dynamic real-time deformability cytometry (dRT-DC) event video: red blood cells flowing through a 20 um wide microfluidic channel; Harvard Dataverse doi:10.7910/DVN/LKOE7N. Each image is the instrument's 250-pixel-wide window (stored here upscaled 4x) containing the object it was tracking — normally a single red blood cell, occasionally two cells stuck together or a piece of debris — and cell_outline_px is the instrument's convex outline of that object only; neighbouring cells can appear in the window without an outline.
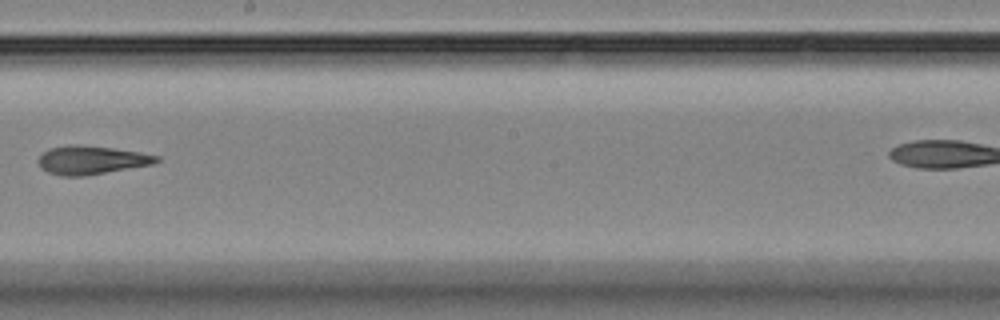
{"species": "Egyptian fruit bat (a non-hibernating species)", "species_latin": "Rousettus aegyptiacus", "temperature_condition": "room temperature", "stored_images_in_passage": 10, "segment_of_instrument_passage": [1, 2], "camera_frame_rate_fps": 3000, "um_per_image_px": 0.085, "animal": {"sex": "female"}, "frame": {"image": 1, "passage_image": 9, "time_ms": 9.667, "image_size_px": [1000, 320], "cell_outline_px": [[160, 160], [152, 164], [84, 176], [60, 176], [48, 172], [40, 168], [36, 160], [44, 152], [52, 148], [72, 144], [80, 144], [112, 148], [140, 152], [160, 156]], "centroid_in_image_um": [7.74, 13.6], "position_along_channel_um": 240.5, "area_um2": 19.59}}